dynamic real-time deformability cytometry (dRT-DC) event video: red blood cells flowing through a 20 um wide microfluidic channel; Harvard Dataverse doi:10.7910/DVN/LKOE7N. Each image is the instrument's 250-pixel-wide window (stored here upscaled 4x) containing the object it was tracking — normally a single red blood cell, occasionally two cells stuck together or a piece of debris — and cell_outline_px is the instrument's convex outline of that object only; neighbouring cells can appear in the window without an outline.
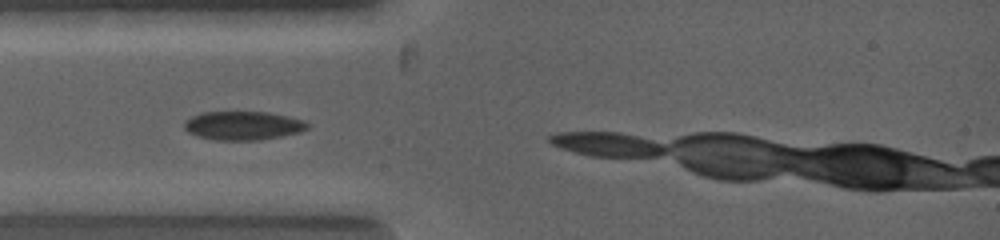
{"species": "common noctule bat (a hibernating species)", "species_latin": "Nyctalus noctula", "temperature_condition": "warm", "stored_images_in_passage": 2, "camera_frame_rate_fps": 5000, "um_per_image_px": 0.085, "animal": {"sex": "female", "body_mass_g": 19.0, "forearm_length_mm": 53.3}, "frame": {"image": 1, "passage_image": 1, "time_ms": 0.0, "image_size_px": [1000, 240], "cell_outline_px": [[312, 124], [308, 128], [300, 132], [260, 140], [216, 140], [196, 136], [188, 132], [184, 128], [184, 120], [200, 112], [268, 112], [288, 116], [304, 120]], "centroid_in_image_um": [20.66, 10.67], "position_along_channel_um": 64.3, "area_um2": 20.81}}